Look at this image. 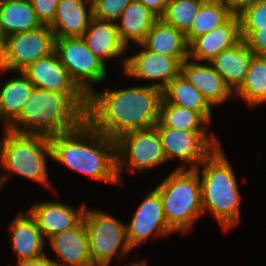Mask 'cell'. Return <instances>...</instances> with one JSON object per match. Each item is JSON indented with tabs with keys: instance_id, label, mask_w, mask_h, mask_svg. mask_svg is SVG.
I'll list each match as a JSON object with an SVG mask.
<instances>
[{
	"instance_id": "6da1fadb",
	"label": "cell",
	"mask_w": 266,
	"mask_h": 266,
	"mask_svg": "<svg viewBox=\"0 0 266 266\" xmlns=\"http://www.w3.org/2000/svg\"><path fill=\"white\" fill-rule=\"evenodd\" d=\"M162 91L144 85L96 89L87 96L85 120L98 132L116 140L121 135L154 127L159 120Z\"/></svg>"
},
{
	"instance_id": "7a4b0ae2",
	"label": "cell",
	"mask_w": 266,
	"mask_h": 266,
	"mask_svg": "<svg viewBox=\"0 0 266 266\" xmlns=\"http://www.w3.org/2000/svg\"><path fill=\"white\" fill-rule=\"evenodd\" d=\"M52 159L94 180L120 185L116 140L94 129L86 120L72 131L49 138Z\"/></svg>"
},
{
	"instance_id": "3957f363",
	"label": "cell",
	"mask_w": 266,
	"mask_h": 266,
	"mask_svg": "<svg viewBox=\"0 0 266 266\" xmlns=\"http://www.w3.org/2000/svg\"><path fill=\"white\" fill-rule=\"evenodd\" d=\"M85 93H58L34 88L9 130L52 137L77 128L85 120Z\"/></svg>"
},
{
	"instance_id": "277c9868",
	"label": "cell",
	"mask_w": 266,
	"mask_h": 266,
	"mask_svg": "<svg viewBox=\"0 0 266 266\" xmlns=\"http://www.w3.org/2000/svg\"><path fill=\"white\" fill-rule=\"evenodd\" d=\"M195 170L200 177L203 214L211 212L223 232L234 228L242 218L241 196L235 172L221 145Z\"/></svg>"
},
{
	"instance_id": "5b68a950",
	"label": "cell",
	"mask_w": 266,
	"mask_h": 266,
	"mask_svg": "<svg viewBox=\"0 0 266 266\" xmlns=\"http://www.w3.org/2000/svg\"><path fill=\"white\" fill-rule=\"evenodd\" d=\"M3 133L0 139V168L6 173L0 174L2 186L10 175L17 174L52 189L47 169V160L49 157L52 159L49 137L7 128Z\"/></svg>"
},
{
	"instance_id": "8992f818",
	"label": "cell",
	"mask_w": 266,
	"mask_h": 266,
	"mask_svg": "<svg viewBox=\"0 0 266 266\" xmlns=\"http://www.w3.org/2000/svg\"><path fill=\"white\" fill-rule=\"evenodd\" d=\"M155 189L168 226L187 233L203 215L200 177L195 169H174Z\"/></svg>"
},
{
	"instance_id": "52a82bcc",
	"label": "cell",
	"mask_w": 266,
	"mask_h": 266,
	"mask_svg": "<svg viewBox=\"0 0 266 266\" xmlns=\"http://www.w3.org/2000/svg\"><path fill=\"white\" fill-rule=\"evenodd\" d=\"M83 220L87 228L89 251L94 266L111 264L114 256L118 262L125 259L132 247L127 238L124 222L98 209H85ZM119 253V254H118Z\"/></svg>"
},
{
	"instance_id": "ba28073f",
	"label": "cell",
	"mask_w": 266,
	"mask_h": 266,
	"mask_svg": "<svg viewBox=\"0 0 266 266\" xmlns=\"http://www.w3.org/2000/svg\"><path fill=\"white\" fill-rule=\"evenodd\" d=\"M117 176L122 184L124 169L142 172L168 163L156 127L131 131L116 139Z\"/></svg>"
},
{
	"instance_id": "9c48e42d",
	"label": "cell",
	"mask_w": 266,
	"mask_h": 266,
	"mask_svg": "<svg viewBox=\"0 0 266 266\" xmlns=\"http://www.w3.org/2000/svg\"><path fill=\"white\" fill-rule=\"evenodd\" d=\"M54 51L71 79L88 96L94 84L107 76V66L87 47L82 37L55 38Z\"/></svg>"
},
{
	"instance_id": "30bf717a",
	"label": "cell",
	"mask_w": 266,
	"mask_h": 266,
	"mask_svg": "<svg viewBox=\"0 0 266 266\" xmlns=\"http://www.w3.org/2000/svg\"><path fill=\"white\" fill-rule=\"evenodd\" d=\"M167 161H181L177 169L197 168L220 146L214 132L185 131L167 127H156ZM210 133V134H209Z\"/></svg>"
},
{
	"instance_id": "8fae6325",
	"label": "cell",
	"mask_w": 266,
	"mask_h": 266,
	"mask_svg": "<svg viewBox=\"0 0 266 266\" xmlns=\"http://www.w3.org/2000/svg\"><path fill=\"white\" fill-rule=\"evenodd\" d=\"M54 33L48 25L4 38L3 65L6 72H19L54 51Z\"/></svg>"
},
{
	"instance_id": "7c38bea8",
	"label": "cell",
	"mask_w": 266,
	"mask_h": 266,
	"mask_svg": "<svg viewBox=\"0 0 266 266\" xmlns=\"http://www.w3.org/2000/svg\"><path fill=\"white\" fill-rule=\"evenodd\" d=\"M137 46L141 48L139 52L131 56L126 55L122 59L124 76L150 81L149 86L161 91L180 74L181 63L188 58V56H167L149 51L141 44Z\"/></svg>"
},
{
	"instance_id": "4fadbf2b",
	"label": "cell",
	"mask_w": 266,
	"mask_h": 266,
	"mask_svg": "<svg viewBox=\"0 0 266 266\" xmlns=\"http://www.w3.org/2000/svg\"><path fill=\"white\" fill-rule=\"evenodd\" d=\"M126 228L127 238L133 250L152 235L166 237L176 234L166 222L160 194L155 188L143 198Z\"/></svg>"
},
{
	"instance_id": "5bb4252c",
	"label": "cell",
	"mask_w": 266,
	"mask_h": 266,
	"mask_svg": "<svg viewBox=\"0 0 266 266\" xmlns=\"http://www.w3.org/2000/svg\"><path fill=\"white\" fill-rule=\"evenodd\" d=\"M86 206L76 210L73 206L60 201H41L34 203L28 212L36 220L44 239L64 230L75 227L84 216Z\"/></svg>"
},
{
	"instance_id": "9a60e30c",
	"label": "cell",
	"mask_w": 266,
	"mask_h": 266,
	"mask_svg": "<svg viewBox=\"0 0 266 266\" xmlns=\"http://www.w3.org/2000/svg\"><path fill=\"white\" fill-rule=\"evenodd\" d=\"M35 88L58 93H84L71 79L55 51L21 71Z\"/></svg>"
},
{
	"instance_id": "2e32d148",
	"label": "cell",
	"mask_w": 266,
	"mask_h": 266,
	"mask_svg": "<svg viewBox=\"0 0 266 266\" xmlns=\"http://www.w3.org/2000/svg\"><path fill=\"white\" fill-rule=\"evenodd\" d=\"M242 40L238 15H232L221 26L194 38L188 44V57L195 61L210 62L220 52Z\"/></svg>"
},
{
	"instance_id": "e0dca14e",
	"label": "cell",
	"mask_w": 266,
	"mask_h": 266,
	"mask_svg": "<svg viewBox=\"0 0 266 266\" xmlns=\"http://www.w3.org/2000/svg\"><path fill=\"white\" fill-rule=\"evenodd\" d=\"M49 246L55 252L56 266H94L89 251L87 228L82 219L75 227L53 235Z\"/></svg>"
},
{
	"instance_id": "ac0fdd59",
	"label": "cell",
	"mask_w": 266,
	"mask_h": 266,
	"mask_svg": "<svg viewBox=\"0 0 266 266\" xmlns=\"http://www.w3.org/2000/svg\"><path fill=\"white\" fill-rule=\"evenodd\" d=\"M180 73L203 95L211 107L222 105L234 95L210 62L195 61L188 57L181 63Z\"/></svg>"
},
{
	"instance_id": "d6986e66",
	"label": "cell",
	"mask_w": 266,
	"mask_h": 266,
	"mask_svg": "<svg viewBox=\"0 0 266 266\" xmlns=\"http://www.w3.org/2000/svg\"><path fill=\"white\" fill-rule=\"evenodd\" d=\"M8 227L11 248L17 257V263L36 260L46 255L44 252L46 239L28 211L18 212Z\"/></svg>"
},
{
	"instance_id": "ffe728a7",
	"label": "cell",
	"mask_w": 266,
	"mask_h": 266,
	"mask_svg": "<svg viewBox=\"0 0 266 266\" xmlns=\"http://www.w3.org/2000/svg\"><path fill=\"white\" fill-rule=\"evenodd\" d=\"M92 18V0H60L49 27L55 38L82 37Z\"/></svg>"
},
{
	"instance_id": "44dd1931",
	"label": "cell",
	"mask_w": 266,
	"mask_h": 266,
	"mask_svg": "<svg viewBox=\"0 0 266 266\" xmlns=\"http://www.w3.org/2000/svg\"><path fill=\"white\" fill-rule=\"evenodd\" d=\"M88 49L105 65L106 60L122 57L128 51L122 43L114 21L101 20L93 17L82 36ZM122 55V56H121Z\"/></svg>"
},
{
	"instance_id": "7402d4cb",
	"label": "cell",
	"mask_w": 266,
	"mask_h": 266,
	"mask_svg": "<svg viewBox=\"0 0 266 266\" xmlns=\"http://www.w3.org/2000/svg\"><path fill=\"white\" fill-rule=\"evenodd\" d=\"M254 53L245 40L220 52L210 64L234 93L243 83Z\"/></svg>"
},
{
	"instance_id": "603a6c76",
	"label": "cell",
	"mask_w": 266,
	"mask_h": 266,
	"mask_svg": "<svg viewBox=\"0 0 266 266\" xmlns=\"http://www.w3.org/2000/svg\"><path fill=\"white\" fill-rule=\"evenodd\" d=\"M158 19L143 3L132 0L116 22L122 43L127 49L132 43L141 44Z\"/></svg>"
},
{
	"instance_id": "cb8c5ba5",
	"label": "cell",
	"mask_w": 266,
	"mask_h": 266,
	"mask_svg": "<svg viewBox=\"0 0 266 266\" xmlns=\"http://www.w3.org/2000/svg\"><path fill=\"white\" fill-rule=\"evenodd\" d=\"M161 103L174 104L196 111L209 124L212 122V107L181 73L162 90Z\"/></svg>"
},
{
	"instance_id": "d4e9b609",
	"label": "cell",
	"mask_w": 266,
	"mask_h": 266,
	"mask_svg": "<svg viewBox=\"0 0 266 266\" xmlns=\"http://www.w3.org/2000/svg\"><path fill=\"white\" fill-rule=\"evenodd\" d=\"M41 26L30 0H0V30L4 38Z\"/></svg>"
},
{
	"instance_id": "484cf974",
	"label": "cell",
	"mask_w": 266,
	"mask_h": 266,
	"mask_svg": "<svg viewBox=\"0 0 266 266\" xmlns=\"http://www.w3.org/2000/svg\"><path fill=\"white\" fill-rule=\"evenodd\" d=\"M18 73L17 77L0 83V122L4 128L19 115L35 88L21 71Z\"/></svg>"
},
{
	"instance_id": "4316f807",
	"label": "cell",
	"mask_w": 266,
	"mask_h": 266,
	"mask_svg": "<svg viewBox=\"0 0 266 266\" xmlns=\"http://www.w3.org/2000/svg\"><path fill=\"white\" fill-rule=\"evenodd\" d=\"M141 45L152 52L167 56H188L185 34L158 19Z\"/></svg>"
},
{
	"instance_id": "83f0119b",
	"label": "cell",
	"mask_w": 266,
	"mask_h": 266,
	"mask_svg": "<svg viewBox=\"0 0 266 266\" xmlns=\"http://www.w3.org/2000/svg\"><path fill=\"white\" fill-rule=\"evenodd\" d=\"M249 107L266 103V57L253 56L242 85L234 92Z\"/></svg>"
},
{
	"instance_id": "f1b7e54d",
	"label": "cell",
	"mask_w": 266,
	"mask_h": 266,
	"mask_svg": "<svg viewBox=\"0 0 266 266\" xmlns=\"http://www.w3.org/2000/svg\"><path fill=\"white\" fill-rule=\"evenodd\" d=\"M209 123L196 111L169 103H160L155 127L185 131H207Z\"/></svg>"
},
{
	"instance_id": "f546056e",
	"label": "cell",
	"mask_w": 266,
	"mask_h": 266,
	"mask_svg": "<svg viewBox=\"0 0 266 266\" xmlns=\"http://www.w3.org/2000/svg\"><path fill=\"white\" fill-rule=\"evenodd\" d=\"M232 15L220 0H205L194 17L190 29L185 33L187 43L221 26Z\"/></svg>"
},
{
	"instance_id": "4dcf8cb0",
	"label": "cell",
	"mask_w": 266,
	"mask_h": 266,
	"mask_svg": "<svg viewBox=\"0 0 266 266\" xmlns=\"http://www.w3.org/2000/svg\"><path fill=\"white\" fill-rule=\"evenodd\" d=\"M205 0H168L165 12L160 18L184 34L190 29L194 17Z\"/></svg>"
},
{
	"instance_id": "1f68e13d",
	"label": "cell",
	"mask_w": 266,
	"mask_h": 266,
	"mask_svg": "<svg viewBox=\"0 0 266 266\" xmlns=\"http://www.w3.org/2000/svg\"><path fill=\"white\" fill-rule=\"evenodd\" d=\"M240 30H258L266 27V0H257L239 15Z\"/></svg>"
},
{
	"instance_id": "d6a6232c",
	"label": "cell",
	"mask_w": 266,
	"mask_h": 266,
	"mask_svg": "<svg viewBox=\"0 0 266 266\" xmlns=\"http://www.w3.org/2000/svg\"><path fill=\"white\" fill-rule=\"evenodd\" d=\"M132 0H92L93 17L117 22Z\"/></svg>"
},
{
	"instance_id": "836d02e7",
	"label": "cell",
	"mask_w": 266,
	"mask_h": 266,
	"mask_svg": "<svg viewBox=\"0 0 266 266\" xmlns=\"http://www.w3.org/2000/svg\"><path fill=\"white\" fill-rule=\"evenodd\" d=\"M240 33L255 56L266 57V27H260L258 30H240Z\"/></svg>"
},
{
	"instance_id": "e575fe53",
	"label": "cell",
	"mask_w": 266,
	"mask_h": 266,
	"mask_svg": "<svg viewBox=\"0 0 266 266\" xmlns=\"http://www.w3.org/2000/svg\"><path fill=\"white\" fill-rule=\"evenodd\" d=\"M30 2L41 24L50 26L60 0H30Z\"/></svg>"
},
{
	"instance_id": "d590c367",
	"label": "cell",
	"mask_w": 266,
	"mask_h": 266,
	"mask_svg": "<svg viewBox=\"0 0 266 266\" xmlns=\"http://www.w3.org/2000/svg\"><path fill=\"white\" fill-rule=\"evenodd\" d=\"M233 15H239L244 9L252 6L257 0H220Z\"/></svg>"
},
{
	"instance_id": "8d00e7d4",
	"label": "cell",
	"mask_w": 266,
	"mask_h": 266,
	"mask_svg": "<svg viewBox=\"0 0 266 266\" xmlns=\"http://www.w3.org/2000/svg\"><path fill=\"white\" fill-rule=\"evenodd\" d=\"M159 19L163 16L168 0H138Z\"/></svg>"
},
{
	"instance_id": "74e56055",
	"label": "cell",
	"mask_w": 266,
	"mask_h": 266,
	"mask_svg": "<svg viewBox=\"0 0 266 266\" xmlns=\"http://www.w3.org/2000/svg\"><path fill=\"white\" fill-rule=\"evenodd\" d=\"M16 266H56V264L47 255H44L36 260L18 262Z\"/></svg>"
},
{
	"instance_id": "f35d334b",
	"label": "cell",
	"mask_w": 266,
	"mask_h": 266,
	"mask_svg": "<svg viewBox=\"0 0 266 266\" xmlns=\"http://www.w3.org/2000/svg\"><path fill=\"white\" fill-rule=\"evenodd\" d=\"M6 72L3 65V52H2V45L0 44V73Z\"/></svg>"
},
{
	"instance_id": "ab89813d",
	"label": "cell",
	"mask_w": 266,
	"mask_h": 266,
	"mask_svg": "<svg viewBox=\"0 0 266 266\" xmlns=\"http://www.w3.org/2000/svg\"><path fill=\"white\" fill-rule=\"evenodd\" d=\"M107 266H109V265H107ZM119 266H120V264H119ZM125 266H148V264H146V261L144 260H142V261H139V262H132L131 264L129 263L128 265H125Z\"/></svg>"
},
{
	"instance_id": "60d3db41",
	"label": "cell",
	"mask_w": 266,
	"mask_h": 266,
	"mask_svg": "<svg viewBox=\"0 0 266 266\" xmlns=\"http://www.w3.org/2000/svg\"><path fill=\"white\" fill-rule=\"evenodd\" d=\"M3 43H4V36H3V34L1 33V30H0V44L3 46Z\"/></svg>"
}]
</instances>
